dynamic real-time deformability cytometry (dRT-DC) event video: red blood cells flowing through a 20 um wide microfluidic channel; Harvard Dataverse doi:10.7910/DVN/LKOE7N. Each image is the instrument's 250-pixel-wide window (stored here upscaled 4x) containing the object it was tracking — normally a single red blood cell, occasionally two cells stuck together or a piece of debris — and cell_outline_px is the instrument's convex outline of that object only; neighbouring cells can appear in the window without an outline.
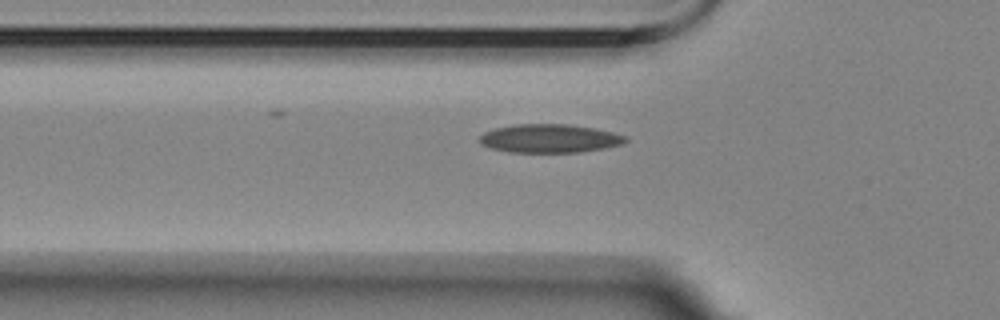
{"species": "Egyptian fruit bat (a non-hibernating species)", "species_latin": "Rousettus aegyptiacus", "temperature_condition": "room temperature", "stored_images_in_passage": 42, "segment_of_instrument_passage": [1, 2], "camera_frame_rate_fps": 3000, "um_per_image_px": 0.085, "animal": {"sex": "female"}, "frame": {"image": 1, "passage_image": 3, "time_ms": 0.667, "image_size_px": [1000, 320], "cell_outline_px": [[628, 140], [624, 144], [604, 148], [580, 152], [508, 152], [492, 148], [480, 144], [480, 136], [484, 132], [496, 128], [516, 124], [568, 124], [592, 128], [612, 132], [628, 136]], "centroid_in_image_um": [46.74, 11.77], "position_along_channel_um": 79.1, "area_um2": 24.22}}
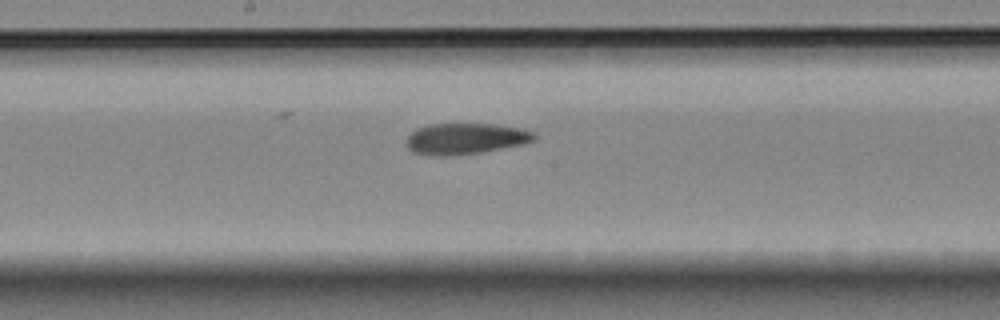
{"frame": {"image": 2, "passage_image": 14, "time_ms": 4.333, "image_size_px": [1000, 320], "cell_outline_px": [[536, 140], [524, 144], [480, 152], [444, 156], [432, 156], [412, 152], [408, 148], [404, 140], [416, 128], [432, 124], [496, 124], [520, 128], [536, 132]], "centroid_in_image_um": [39.56, 11.78], "position_along_channel_um": 208.6, "area_um2": 23.29}}
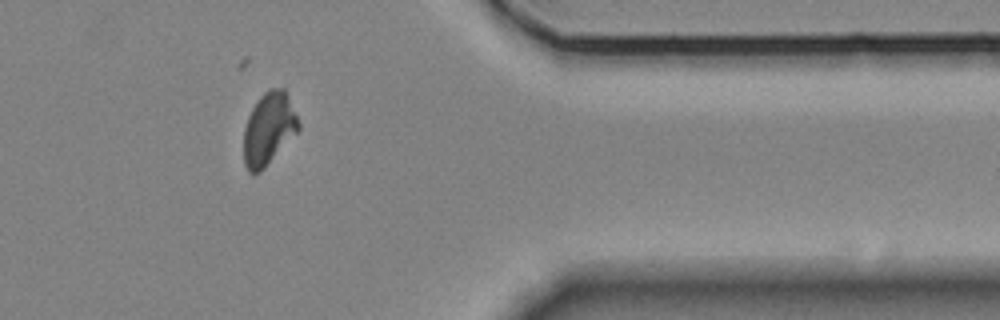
{"frame": {"image": 3, "passage_image": 31, "time_ms": 10.0, "image_size_px": [1000, 320], "cell_outline_px": [[300, 128], [260, 172], [248, 172], [244, 164], [244, 128], [248, 116], [252, 108], [260, 96], [268, 88], [284, 88], [288, 96], [300, 124]], "centroid_in_image_um": [22.82, 10.92], "position_along_channel_um": 388.6, "area_um2": 22.77}}